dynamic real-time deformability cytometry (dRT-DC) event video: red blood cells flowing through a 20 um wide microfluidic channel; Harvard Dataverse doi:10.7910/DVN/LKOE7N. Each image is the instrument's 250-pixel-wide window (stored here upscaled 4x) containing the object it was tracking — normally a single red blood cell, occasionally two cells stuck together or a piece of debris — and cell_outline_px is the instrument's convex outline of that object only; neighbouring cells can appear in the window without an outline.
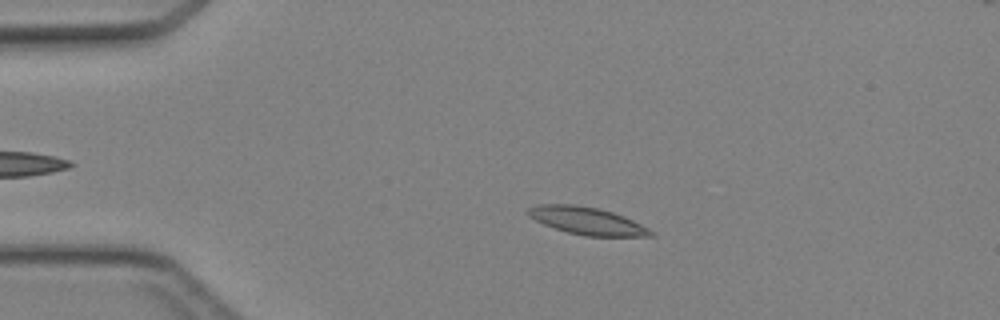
{"species": "Egyptian fruit bat (a non-hibernating species)", "species_latin": "Rousettus aegyptiacus", "temperature_condition": "cold", "stored_images_in_passage": 30, "camera_frame_rate_fps": 3000, "um_per_image_px": 0.085, "animal": {"sex": "female"}, "frame": {"image": 1, "passage_image": 9, "time_ms": 2.667, "image_size_px": [1000, 320], "cell_outline_px": [[656, 232], [652, 236], [584, 236], [568, 232], [544, 224], [528, 216], [524, 212], [528, 208], [540, 204], [572, 204], [596, 208], [612, 212], [624, 216]], "centroid_in_image_um": [49.88, 18.77], "position_along_channel_um": 35.1, "area_um2": 19.48}}
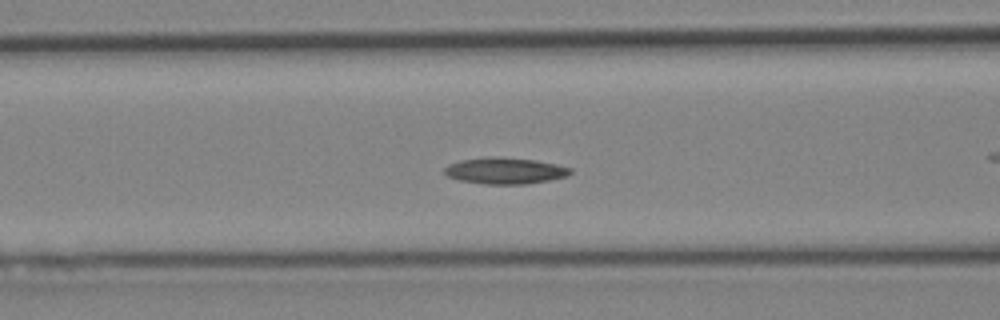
{"frame": {"image": 2, "passage_image": 18, "time_ms": 5.667, "image_size_px": [1000, 320], "cell_outline_px": [[572, 172], [568, 176], [528, 184], [484, 184], [460, 180], [448, 176], [444, 172], [444, 168], [448, 164], [460, 160], [488, 156], [496, 156], [536, 160], [556, 164], [572, 168]], "centroid_in_image_um": [42.93, 14.5], "position_along_channel_um": 123.7, "area_um2": 19.48}}
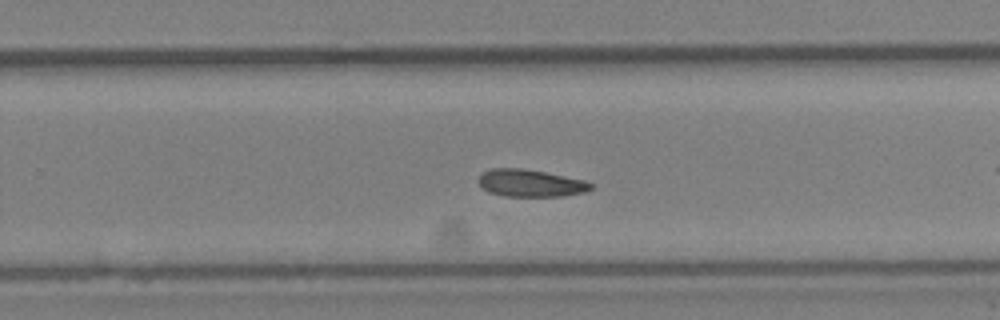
{"frame": {"image": 3, "passage_image": 29, "time_ms": 9.333, "image_size_px": [1000, 320], "cell_outline_px": [[592, 188], [584, 192], [560, 196], [504, 196], [488, 192], [476, 180], [484, 172], [492, 168], [520, 168], [544, 172], [584, 180], [592, 184]], "centroid_in_image_um": [45.06, 15.57], "position_along_channel_um": 284.7, "area_um2": 17.63}}